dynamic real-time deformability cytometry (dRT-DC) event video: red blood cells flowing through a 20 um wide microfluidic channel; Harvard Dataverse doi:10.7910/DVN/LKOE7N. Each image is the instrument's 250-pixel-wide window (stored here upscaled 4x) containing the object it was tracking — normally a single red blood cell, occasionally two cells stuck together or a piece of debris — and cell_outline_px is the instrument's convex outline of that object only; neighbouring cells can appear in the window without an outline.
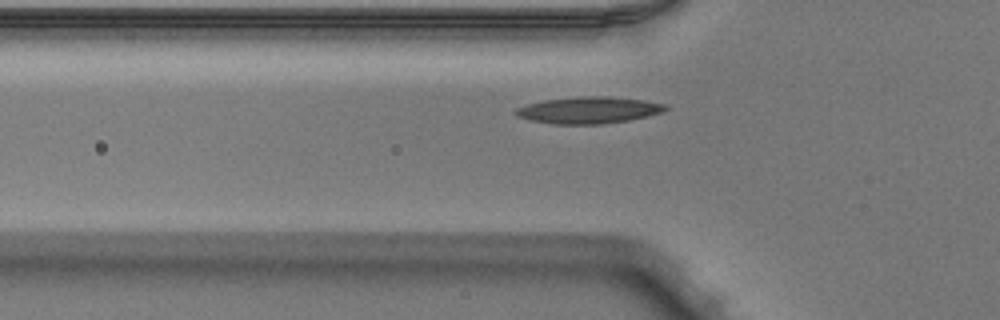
{"species": "Egyptian fruit bat (a non-hibernating species)", "species_latin": "Rousettus aegyptiacus", "temperature_condition": "warm", "stored_images_in_passage": 36, "camera_frame_rate_fps": 3000, "um_per_image_px": 0.085, "animal": {"sex": "male"}, "frame": {"image": 1, "passage_image": 2, "time_ms": 0.333, "image_size_px": [1000, 320], "cell_outline_px": [[668, 108], [660, 112], [648, 116], [628, 120], [600, 124], [552, 124], [532, 120], [516, 116], [512, 112], [516, 108], [528, 104], [544, 100], [580, 96], [608, 96], [644, 100], [668, 104]], "centroid_in_image_um": [50.03, 9.35], "position_along_channel_um": 75.8, "area_um2": 23.29}}
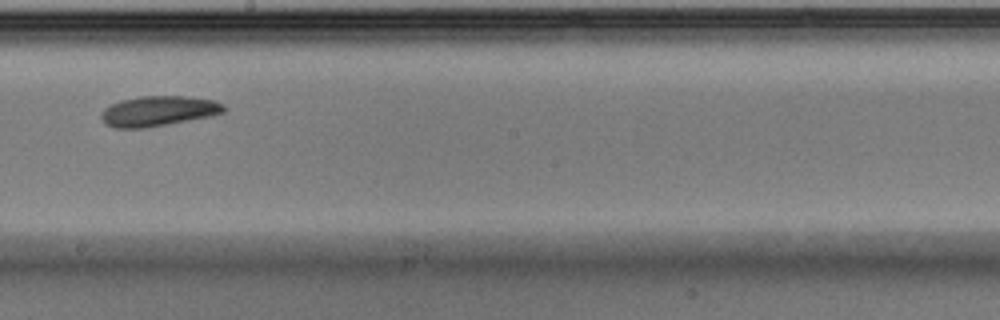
{"frame": {"image": 2, "passage_image": 14, "time_ms": 4.333, "image_size_px": [1000, 320], "cell_outline_px": [[228, 108], [224, 112], [212, 116], [168, 124], [144, 128], [116, 128], [104, 124], [100, 116], [100, 112], [104, 108], [120, 100], [140, 96], [184, 96], [216, 100], [224, 104]], "centroid_in_image_um": [13.47, 9.44], "position_along_channel_um": 234.7, "area_um2": 21.85}}
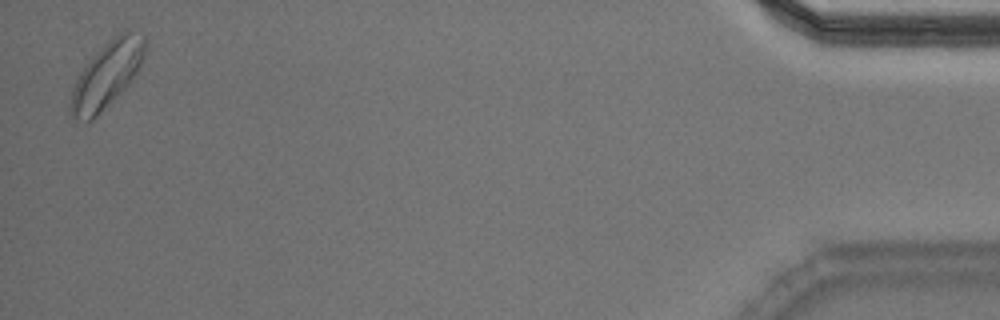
{"frame": {"image": 3, "passage_image": 35, "time_ms": 11.333, "image_size_px": [1000, 320], "cell_outline_px": [[148, 40], [144, 56], [132, 80], [92, 120], [88, 120], [72, 116], [68, 108], [72, 88], [80, 72], [88, 60], [112, 36], [128, 28], [144, 32]], "centroid_in_image_um": [9.12, 6.24], "position_along_channel_um": 426.1, "area_um2": 28.73}, "authors_computed_cell_mechanics": {"area_um2": 21.7328, "velocity_mm_per_s": 3.949, "shape_relaxation_time_tau1_ms": 4.0183, "shape_relaxation_time_tau2_ms": null, "deformation_change_tau1": 0.1192, "deformation_change_tau2": null}}